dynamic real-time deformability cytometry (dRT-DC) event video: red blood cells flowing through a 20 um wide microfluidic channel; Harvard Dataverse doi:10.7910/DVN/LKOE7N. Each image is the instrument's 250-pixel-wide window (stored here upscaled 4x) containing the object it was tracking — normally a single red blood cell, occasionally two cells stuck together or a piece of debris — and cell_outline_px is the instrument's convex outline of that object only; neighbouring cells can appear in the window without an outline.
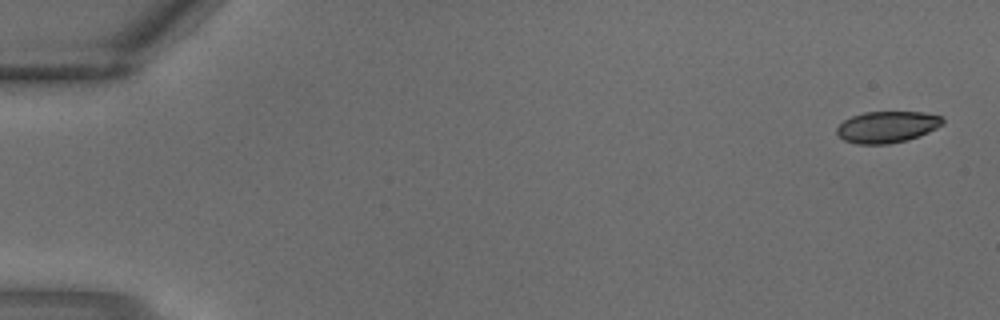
{"species": "common noctule bat (a hibernating species)", "species_latin": "Nyctalus noctula", "temperature_condition": "warm", "stored_images_in_passage": 4, "segment_of_instrument_passage": [2, 2], "camera_frame_rate_fps": 3000, "um_per_image_px": 0.085, "animal": {"sex": "male", "body_mass_g": 18.8}, "frame": {"image": 1, "passage_image": 4, "time_ms": 1.0, "image_size_px": [1000, 320], "cell_outline_px": [[944, 124], [928, 132], [908, 140], [888, 144], [856, 144], [844, 140], [836, 132], [836, 128], [844, 120], [852, 116], [864, 112], [920, 112], [940, 116], [944, 120]], "centroid_in_image_um": [75.39, 10.79], "position_along_channel_um": 9.6, "area_um2": 19.36}}